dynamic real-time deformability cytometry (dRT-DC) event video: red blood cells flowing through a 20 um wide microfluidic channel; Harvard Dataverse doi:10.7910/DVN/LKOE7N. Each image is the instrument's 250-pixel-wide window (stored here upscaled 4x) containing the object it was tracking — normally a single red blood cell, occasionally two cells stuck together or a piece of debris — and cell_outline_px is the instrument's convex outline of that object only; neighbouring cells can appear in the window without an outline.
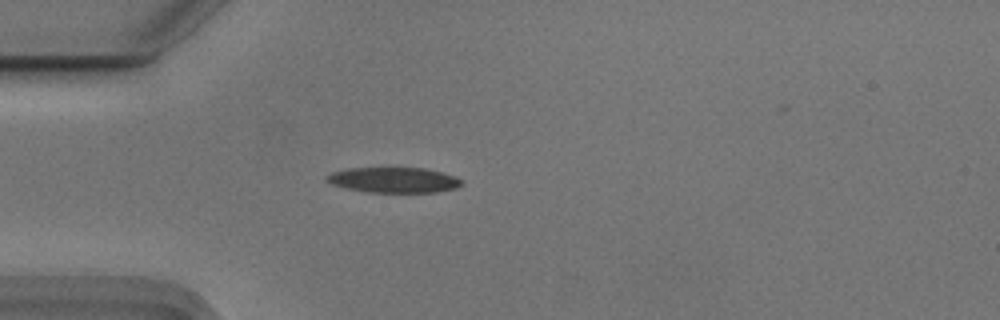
{"species": "Egyptian fruit bat (a non-hibernating species)", "species_latin": "Rousettus aegyptiacus", "temperature_condition": "cold", "stored_images_in_passage": 35, "camera_frame_rate_fps": 3000, "um_per_image_px": 0.085, "animal": {"sex": "male"}, "frame": {"image": 1, "passage_image": 1, "time_ms": 0.0, "image_size_px": [1000, 320], "cell_outline_px": [[464, 184], [456, 188], [436, 192], [364, 192], [344, 188], [332, 184], [324, 180], [324, 176], [332, 172], [348, 168], [424, 168], [444, 172], [456, 176], [464, 180]], "centroid_in_image_um": [33.48, 15.3], "position_along_channel_um": 51.5, "area_um2": 20.29}}
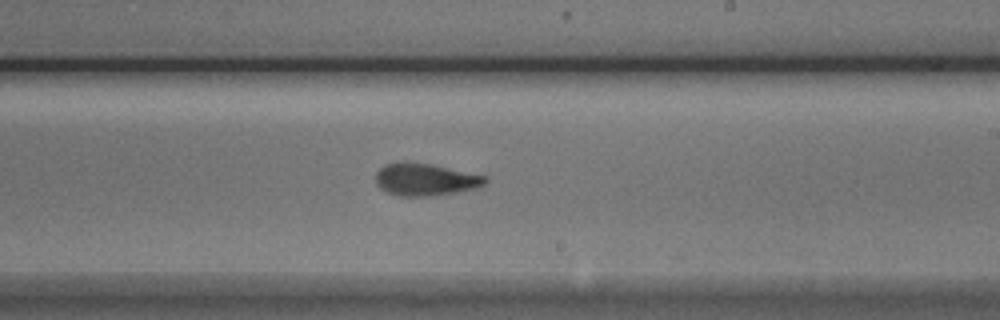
{"frame": {"image": 2, "passage_image": 18, "time_ms": 5.667, "image_size_px": [1000, 320], "cell_outline_px": [[488, 180], [480, 188], [456, 192], [428, 196], [400, 196], [388, 192], [380, 188], [376, 184], [376, 172], [384, 164], [400, 160], [404, 160], [432, 164], [488, 176]], "centroid_in_image_um": [36.16, 15.23], "position_along_channel_um": 252.8, "area_um2": 21.04}}
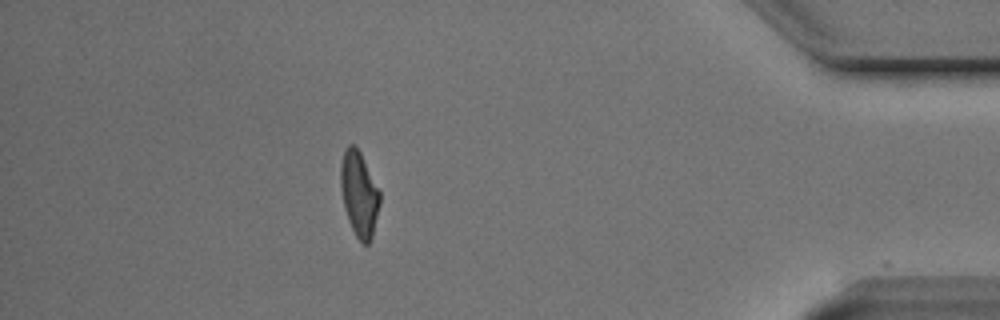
{"frame": {"image": 3, "passage_image": 34, "time_ms": 11.0, "image_size_px": [1000, 320], "cell_outline_px": [[380, 204], [372, 236], [368, 244], [360, 244], [348, 220], [344, 208], [340, 188], [340, 164], [344, 148], [348, 144], [356, 144], [380, 192]], "centroid_in_image_um": [30.5, 16.47], "position_along_channel_um": 404.7, "area_um2": 19.59}, "authors_computed_cell_mechanics": {"area_um2": 20.1722, "velocity_mm_per_s": 3.7326, "shape_relaxation_time_tau1_ms": 3.881, "shape_relaxation_time_tau2_ms": 3.2332, "deformation_change_tau1": 0.1802, "deformation_change_tau2": 0.1187}}